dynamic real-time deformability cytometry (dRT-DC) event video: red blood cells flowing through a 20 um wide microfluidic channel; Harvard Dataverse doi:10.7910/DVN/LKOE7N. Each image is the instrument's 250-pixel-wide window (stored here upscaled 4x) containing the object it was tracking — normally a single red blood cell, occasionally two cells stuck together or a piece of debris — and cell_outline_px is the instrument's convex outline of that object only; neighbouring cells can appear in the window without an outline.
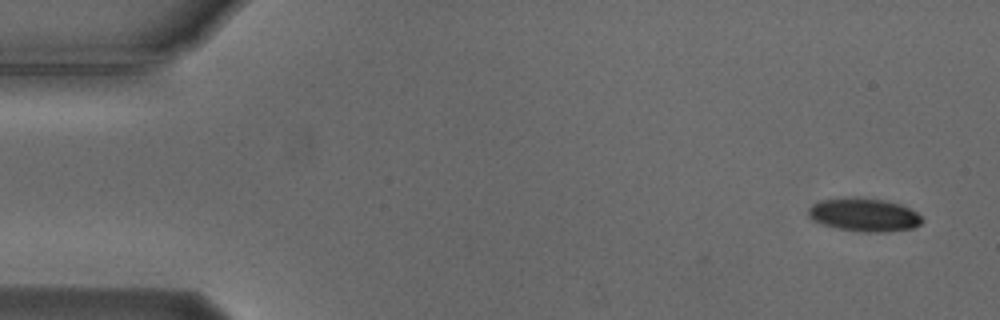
{"species": "Egyptian fruit bat (a non-hibernating species)", "species_latin": "Rousettus aegyptiacus", "temperature_condition": "cold", "stored_images_in_passage": 3, "camera_frame_rate_fps": 3000, "um_per_image_px": 0.085, "animal": {"sex": "male"}, "frame": {"image": 1, "passage_image": 3, "time_ms": 0.667, "image_size_px": [1000, 320], "cell_outline_px": [[924, 220], [920, 224], [912, 228], [884, 232], [864, 232], [840, 228], [824, 224], [812, 220], [808, 216], [808, 208], [812, 204], [820, 200], [844, 196], [856, 196], [884, 200], [900, 204], [916, 212]], "centroid_in_image_um": [73.41, 18.23], "position_along_channel_um": 11.6, "area_um2": 22.2}}